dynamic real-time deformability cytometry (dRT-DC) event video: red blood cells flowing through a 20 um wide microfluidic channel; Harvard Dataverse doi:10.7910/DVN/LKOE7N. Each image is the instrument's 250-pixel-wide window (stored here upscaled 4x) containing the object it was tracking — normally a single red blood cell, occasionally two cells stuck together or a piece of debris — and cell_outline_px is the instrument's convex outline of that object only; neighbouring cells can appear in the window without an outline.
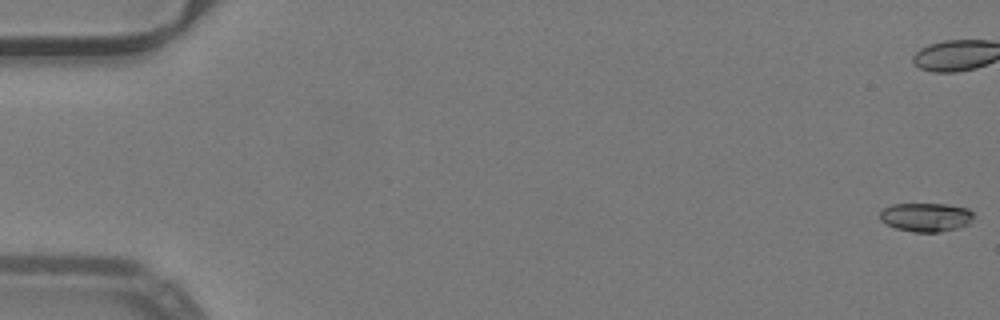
{"species": "common noctule bat (a hibernating species)", "species_latin": "Nyctalus noctula", "temperature_condition": "warm", "stored_images_in_passage": 54, "camera_frame_rate_fps": 3000, "um_per_image_px": 0.085, "animal": {"sex": "male", "body_mass_g": 19.2, "forearm_length_mm": 51.8}, "frame": {"image": 1, "passage_image": 1, "time_ms": 0.0, "image_size_px": [1000, 320], "cell_outline_px": [[972, 216], [968, 224], [960, 228], [936, 232], [912, 232], [896, 228], [880, 220], [880, 212], [884, 208], [892, 204], [948, 204], [968, 208], [972, 212]], "centroid_in_image_um": [78.7, 18.45], "position_along_channel_um": 6.3, "area_um2": 15.66}}
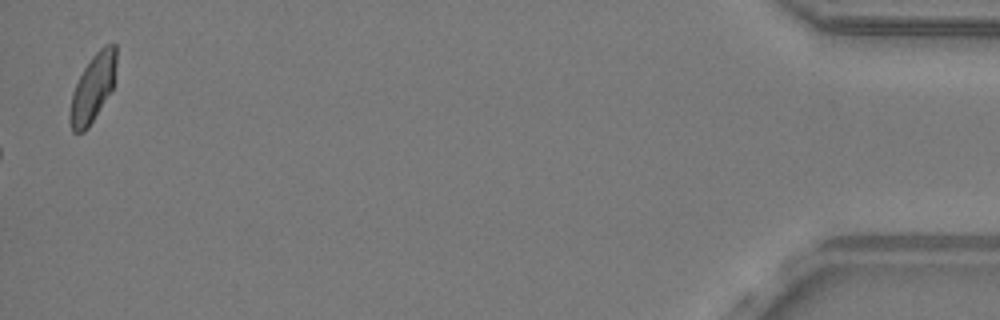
{"frame": {"image": 2, "passage_image": 54, "time_ms": 17.667, "image_size_px": [1000, 320], "cell_outline_px": [[116, 64], [112, 88], [88, 128], [84, 132], [72, 132], [68, 120], [68, 116], [72, 92], [84, 68], [92, 56], [104, 44], [116, 44]], "centroid_in_image_um": [7.86, 7.5], "position_along_channel_um": 427.3, "area_um2": 18.09}, "authors_computed_cell_mechanics": {"area_um2": 16.5597, "velocity_mm_per_s": 4.0139, "shape_relaxation_time_tau1_ms": 9.4597, "shape_relaxation_time_tau2_ms": null, "deformation_change_tau1": 0.1809, "deformation_change_tau2": null}}